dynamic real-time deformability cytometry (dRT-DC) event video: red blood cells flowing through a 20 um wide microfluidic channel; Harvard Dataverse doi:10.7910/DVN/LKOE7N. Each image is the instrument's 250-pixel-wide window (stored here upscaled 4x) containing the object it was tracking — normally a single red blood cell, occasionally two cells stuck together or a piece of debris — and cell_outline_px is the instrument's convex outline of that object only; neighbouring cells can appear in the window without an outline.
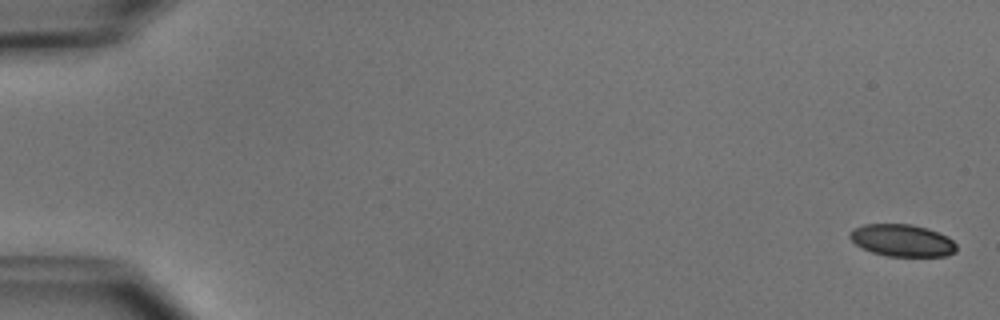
{"species": "common noctule bat (a hibernating species)", "species_latin": "Nyctalus noctula", "temperature_condition": "cold", "stored_images_in_passage": 4, "camera_frame_rate_fps": 3000, "um_per_image_px": 0.085, "animal": {"sex": "male", "body_mass_g": 15.6}, "frame": {"image": 1, "passage_image": 1, "time_ms": 0.0, "image_size_px": [1000, 320], "cell_outline_px": [[956, 252], [948, 256], [888, 256], [872, 252], [856, 244], [848, 236], [848, 232], [864, 224], [912, 224], [928, 228], [948, 236], [956, 244]], "centroid_in_image_um": [76.71, 20.43], "position_along_channel_um": 8.3, "area_um2": 20.0}}